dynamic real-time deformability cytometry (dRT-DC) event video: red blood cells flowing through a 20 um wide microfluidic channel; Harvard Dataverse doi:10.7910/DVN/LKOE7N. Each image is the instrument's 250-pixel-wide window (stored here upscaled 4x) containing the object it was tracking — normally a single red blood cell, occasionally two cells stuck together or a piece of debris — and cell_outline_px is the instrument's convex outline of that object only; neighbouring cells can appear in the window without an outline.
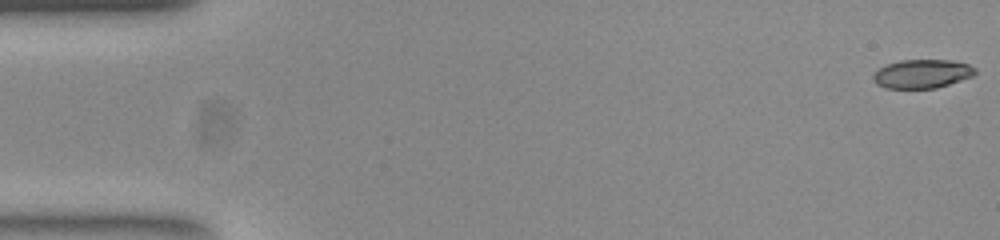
{"species": "common noctule bat (a hibernating species)", "species_latin": "Nyctalus noctula", "temperature_condition": "room temperature", "stored_images_in_passage": 53, "camera_frame_rate_fps": 3000, "um_per_image_px": 0.085, "animal": {"sex": "female", "body_mass_g": 23.0, "forearm_length_mm": 53.4}, "frame": {"image": 1, "passage_image": 1, "time_ms": 0.0, "image_size_px": [1000, 240], "cell_outline_px": [[976, 72], [972, 76], [936, 88], [884, 88], [876, 84], [872, 80], [872, 76], [880, 68], [888, 64], [900, 60], [952, 60], [968, 64], [976, 68]], "centroid_in_image_um": [78.36, 6.27], "position_along_channel_um": 6.6, "area_um2": 16.99}}
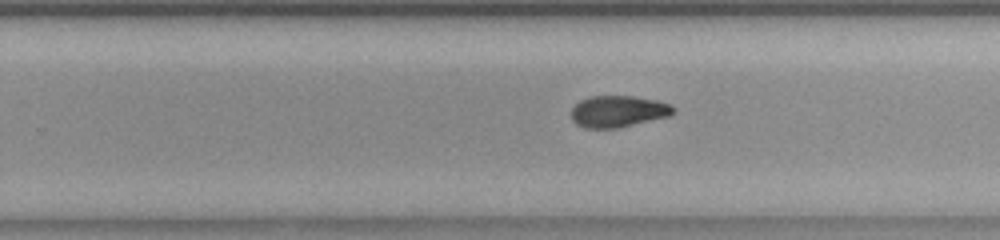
{"frame": {"image": 2, "passage_image": 33, "time_ms": 10.667, "image_size_px": [1000, 240], "cell_outline_px": [[676, 112], [672, 116], [616, 128], [584, 128], [576, 124], [572, 120], [572, 108], [580, 100], [592, 96], [632, 96], [656, 100], [672, 104], [676, 108]], "centroid_in_image_um": [52.59, 9.47], "position_along_channel_um": 277.2, "area_um2": 18.96}}
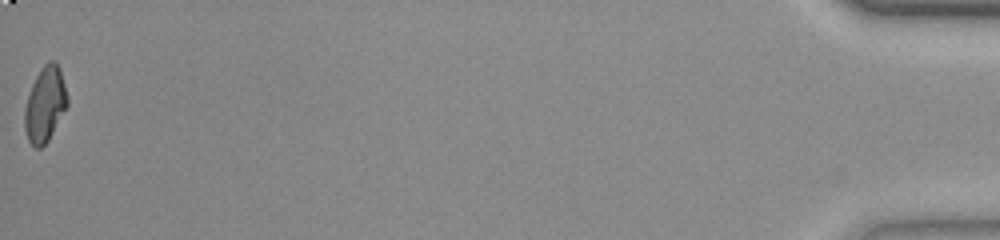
{"frame": {"image": 3, "passage_image": 53, "time_ms": 17.333, "image_size_px": [1000, 240], "cell_outline_px": [[68, 104], [48, 140], [40, 148], [36, 148], [28, 140], [24, 128], [24, 108], [32, 84], [40, 68], [48, 60], [56, 60], [60, 68], [68, 96]], "centroid_in_image_um": [3.83, 8.83], "position_along_channel_um": 431.4, "area_um2": 18.73}, "authors_computed_cell_mechanics": {"area_um2": 18.9006, "velocity_mm_per_s": 3.8848, "shape_relaxation_time_tau1_ms": null, "shape_relaxation_time_tau2_ms": 3.8317, "deformation_change_tau1": null, "deformation_change_tau2": 0.0935}}